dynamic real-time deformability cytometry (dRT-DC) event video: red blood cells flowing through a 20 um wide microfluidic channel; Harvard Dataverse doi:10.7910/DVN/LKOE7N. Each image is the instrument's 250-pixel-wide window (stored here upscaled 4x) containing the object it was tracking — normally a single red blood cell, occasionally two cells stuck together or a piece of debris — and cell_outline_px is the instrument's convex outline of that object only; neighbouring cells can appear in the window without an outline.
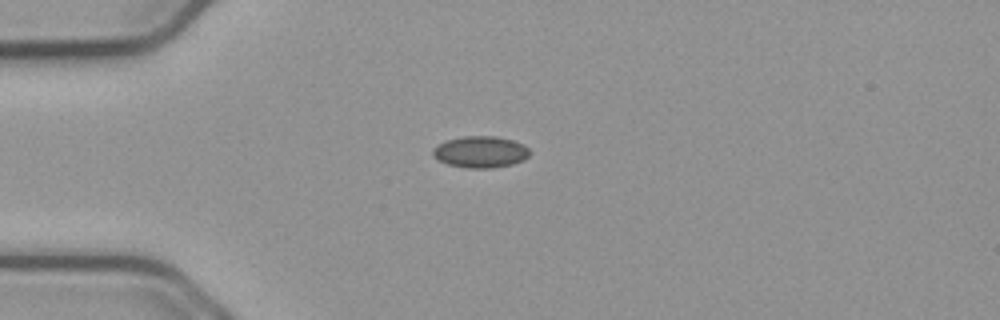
{"species": "common noctule bat (a hibernating species)", "species_latin": "Nyctalus noctula", "temperature_condition": "cold", "stored_images_in_passage": 42, "camera_frame_rate_fps": 3000, "um_per_image_px": 0.085, "animal": {"sex": "male", "body_mass_g": 23.1, "forearm_length_mm": 52.7}, "frame": {"image": 1, "passage_image": 1, "time_ms": 0.0, "image_size_px": [1000, 320], "cell_outline_px": [[528, 156], [524, 160], [512, 164], [492, 168], [468, 168], [448, 164], [432, 156], [432, 148], [444, 140], [464, 136], [496, 136], [512, 140], [524, 144], [528, 148]], "centroid_in_image_um": [40.82, 12.9], "position_along_channel_um": 44.2, "area_um2": 17.86}}
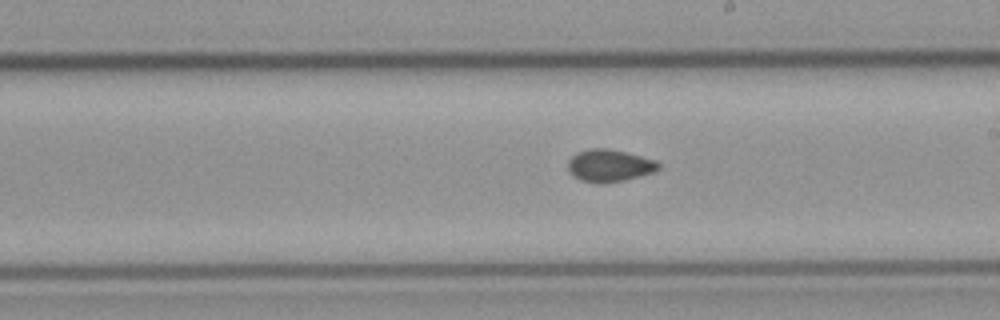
{"frame": {"image": 2, "passage_image": 18, "time_ms": 5.667, "image_size_px": [1000, 320], "cell_outline_px": [[660, 168], [652, 172], [640, 176], [624, 180], [580, 180], [568, 168], [568, 160], [576, 152], [588, 148], [608, 148], [656, 160], [660, 164]], "centroid_in_image_um": [51.82, 14.01], "position_along_channel_um": 237.2, "area_um2": 16.3}}
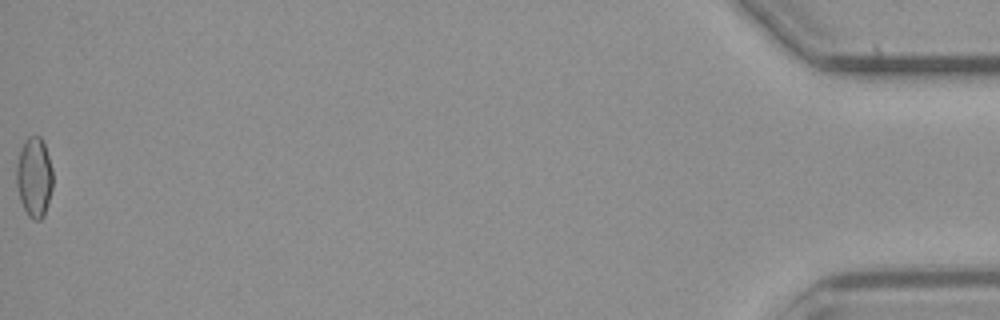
{"frame": {"image": 3, "passage_image": 42, "time_ms": 13.667, "image_size_px": [1000, 320], "cell_outline_px": [[52, 188], [44, 216], [40, 220], [32, 220], [28, 216], [20, 200], [16, 184], [16, 164], [20, 152], [28, 136], [40, 136], [44, 144], [52, 168]], "centroid_in_image_um": [2.9, 15.09], "position_along_channel_um": 432.3, "area_um2": 16.82}, "authors_computed_cell_mechanics": {"area_um2": 16.5597, "velocity_mm_per_s": 3.7516, "shape_relaxation_time_tau1_ms": null, "shape_relaxation_time_tau2_ms": 2.387, "deformation_change_tau1": null, "deformation_change_tau2": 0.0612}}